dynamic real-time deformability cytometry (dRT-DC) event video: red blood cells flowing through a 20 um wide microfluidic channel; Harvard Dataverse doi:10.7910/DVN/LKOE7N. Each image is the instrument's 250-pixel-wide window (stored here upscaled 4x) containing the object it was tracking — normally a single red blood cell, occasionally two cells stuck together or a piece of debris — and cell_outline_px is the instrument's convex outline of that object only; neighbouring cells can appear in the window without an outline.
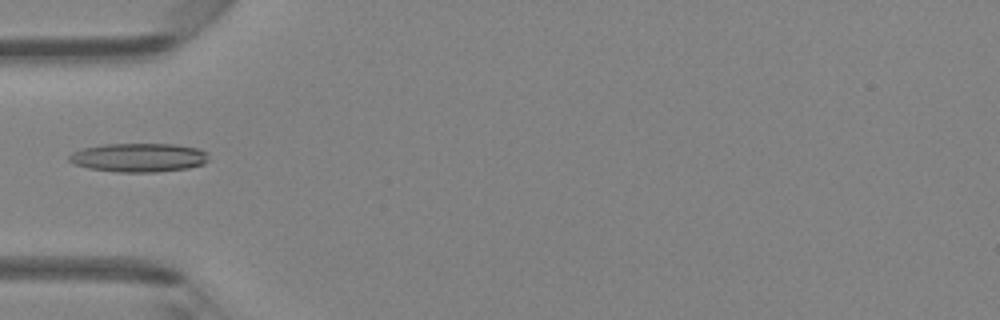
{"species": "Egyptian fruit bat (a non-hibernating species)", "species_latin": "Rousettus aegyptiacus", "temperature_condition": "room temperature", "stored_images_in_passage": 5, "camera_frame_rate_fps": 3000, "um_per_image_px": 0.085, "animal": {"sex": "female"}, "frame": {"image": 1, "passage_image": 5, "time_ms": 4.333, "image_size_px": [1000, 320], "cell_outline_px": [[208, 160], [204, 164], [188, 168], [156, 172], [116, 172], [88, 168], [72, 164], [68, 160], [68, 156], [72, 152], [84, 148], [104, 144], [176, 144], [200, 148], [208, 152]], "centroid_in_image_um": [11.81, 13.39], "position_along_channel_um": 73.2, "area_um2": 23.7}}